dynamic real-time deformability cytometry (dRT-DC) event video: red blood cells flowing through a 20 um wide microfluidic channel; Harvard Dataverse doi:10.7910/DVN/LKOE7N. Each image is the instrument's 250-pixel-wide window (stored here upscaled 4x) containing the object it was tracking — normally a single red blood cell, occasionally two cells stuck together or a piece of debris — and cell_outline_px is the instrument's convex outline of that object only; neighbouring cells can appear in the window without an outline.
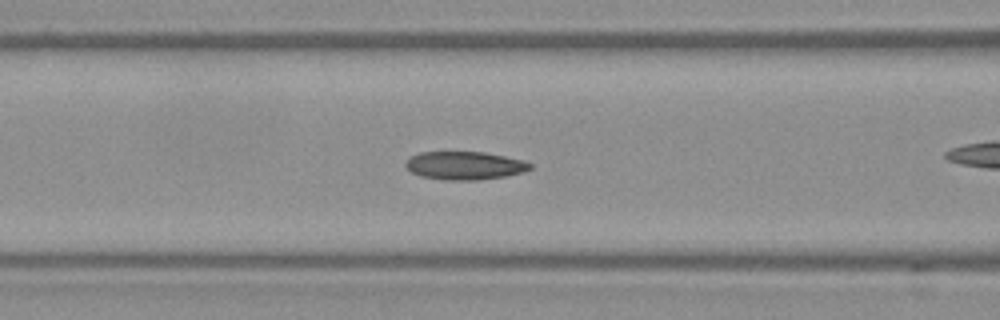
{"species": "Egyptian fruit bat (a non-hibernating species)", "species_latin": "Rousettus aegyptiacus", "temperature_condition": "warm", "stored_images_in_passage": 54, "camera_frame_rate_fps": 3000, "um_per_image_px": 0.085, "frame": {"image": 1, "passage_image": 23, "time_ms": 7.333, "image_size_px": [1000, 320], "cell_outline_px": [[532, 168], [524, 172], [504, 176], [480, 180], [444, 180], [420, 176], [412, 172], [404, 164], [412, 156], [420, 152], [484, 152], [524, 160], [532, 164]], "centroid_in_image_um": [39.52, 14.08], "position_along_channel_um": 127.1, "area_um2": 20.4}}
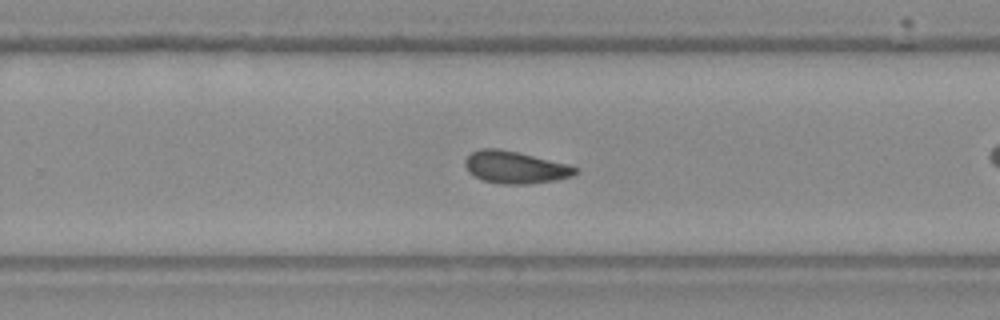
{"frame": {"image": 2, "passage_image": 35, "time_ms": 11.333, "image_size_px": [1000, 320], "cell_outline_px": [[580, 168], [572, 176], [556, 180], [524, 184], [504, 184], [484, 180], [468, 172], [464, 164], [464, 160], [472, 152], [480, 148], [500, 148], [568, 164]], "centroid_in_image_um": [43.78, 14.21], "position_along_channel_um": 286.0, "area_um2": 20.58}}
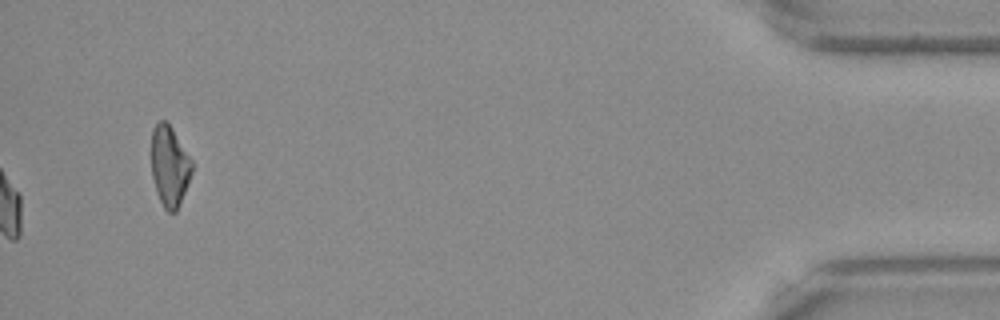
{"frame": {"image": 3, "passage_image": 54, "time_ms": 17.667, "image_size_px": [1000, 320], "cell_outline_px": [[192, 172], [188, 184], [176, 212], [168, 212], [164, 208], [156, 192], [152, 176], [152, 128], [160, 120], [164, 120], [172, 128], [192, 160]], "centroid_in_image_um": [14.41, 14.13], "position_along_channel_um": 420.8, "area_um2": 18.9}, "authors_computed_cell_mechanics": {"area_um2": 20.6924, "velocity_mm_per_s": 3.9758, "shape_relaxation_time_tau1_ms": 10.919, "shape_relaxation_time_tau2_ms": 4.2544, "deformation_change_tau1": 0.1999, "deformation_change_tau2": 0.0922}}